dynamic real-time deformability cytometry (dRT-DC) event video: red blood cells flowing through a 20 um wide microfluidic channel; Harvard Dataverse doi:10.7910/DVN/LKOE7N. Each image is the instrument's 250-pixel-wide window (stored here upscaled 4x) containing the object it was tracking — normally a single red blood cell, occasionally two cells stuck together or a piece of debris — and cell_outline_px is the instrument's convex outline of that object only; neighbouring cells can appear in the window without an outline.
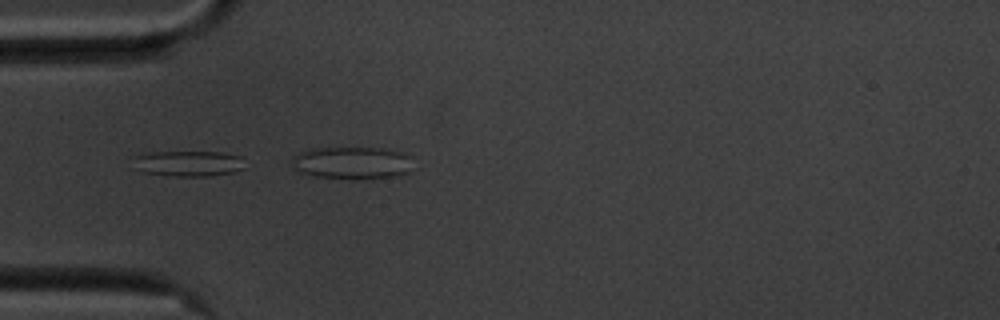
{"species": "common noctule bat (a hibernating species)", "species_latin": "Nyctalus noctula", "temperature_condition": "cold", "stored_images_in_passage": 11, "camera_frame_rate_fps": 3000, "um_per_image_px": 0.085, "animal": {"sex": "male", "body_mass_g": 20.1, "forearm_length_mm": 53.5}, "frame": {"image": 1, "passage_image": 1, "time_ms": 0.0, "image_size_px": [1000, 320], "cell_outline_px": [[244, 168], [236, 172], [212, 176], [176, 176], [144, 172], [136, 168], [132, 156], [152, 152], [220, 152], [240, 156]], "centroid_in_image_um": [16.02, 13.9], "position_along_channel_um": 69.0, "area_um2": 16.65}}